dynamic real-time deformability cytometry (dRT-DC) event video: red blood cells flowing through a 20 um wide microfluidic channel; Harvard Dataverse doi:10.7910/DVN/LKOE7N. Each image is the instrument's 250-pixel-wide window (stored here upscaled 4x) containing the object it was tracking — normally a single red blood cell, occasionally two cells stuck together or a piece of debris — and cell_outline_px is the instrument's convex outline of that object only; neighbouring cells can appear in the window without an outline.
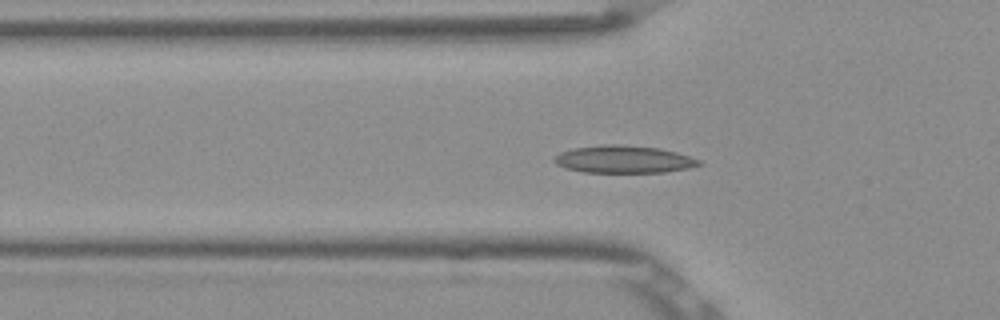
{"species": "Egyptian fruit bat (a non-hibernating species)", "species_latin": "Rousettus aegyptiacus", "temperature_condition": "room temperature", "stored_images_in_passage": 43, "camera_frame_rate_fps": 3000, "um_per_image_px": 0.085, "frame": {"image": 1, "passage_image": 7, "time_ms": 2.0, "image_size_px": [1000, 320], "cell_outline_px": [[704, 164], [688, 168], [664, 172], [584, 172], [564, 168], [556, 164], [552, 160], [560, 152], [572, 148], [604, 144], [616, 144], [660, 148], [676, 152], [700, 160]], "centroid_in_image_um": [52.99, 13.54], "position_along_channel_um": 72.8, "area_um2": 23.18}}
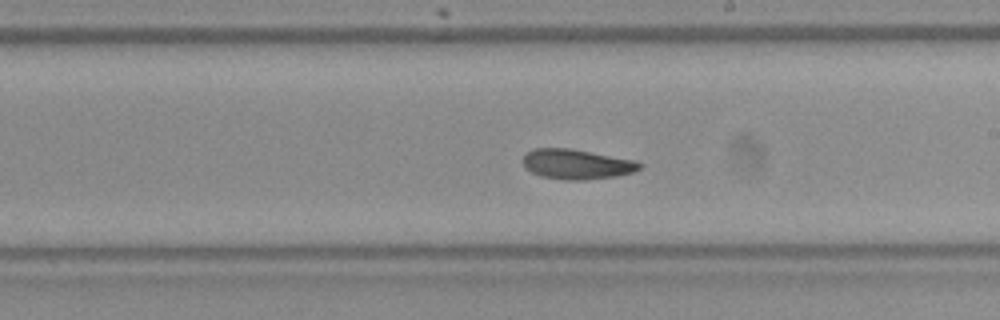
{"frame": {"image": 2, "passage_image": 20, "time_ms": 6.333, "image_size_px": [1000, 320], "cell_outline_px": [[644, 164], [640, 168], [632, 172], [616, 176], [584, 180], [564, 180], [540, 176], [524, 168], [524, 152], [532, 148], [572, 148], [636, 160]], "centroid_in_image_um": [49.01, 13.94], "position_along_channel_um": 240.0, "area_um2": 20.63}}
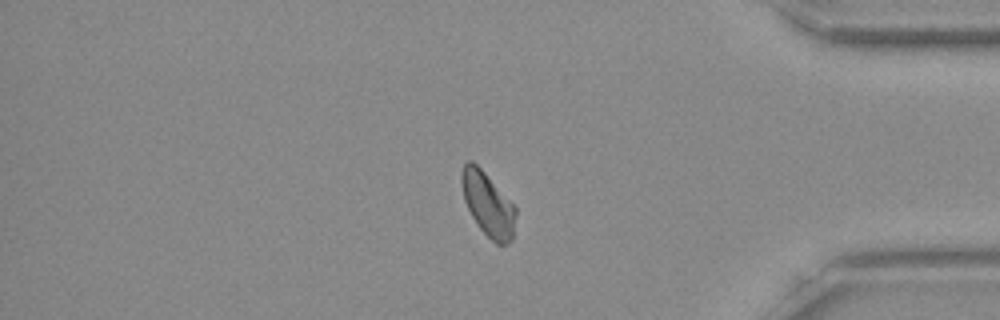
{"frame": {"image": 3, "passage_image": 34, "time_ms": 11.0, "image_size_px": [1000, 320], "cell_outline_px": [[516, 216], [512, 240], [508, 244], [496, 244], [480, 228], [472, 216], [464, 200], [460, 180], [460, 172], [464, 164], [468, 160], [472, 160], [484, 172], [516, 208]], "centroid_in_image_um": [41.45, 17.35], "position_along_channel_um": 393.7, "area_um2": 19.88}, "authors_computed_cell_mechanics": {"area_um2": 20.1722, "velocity_mm_per_s": 3.8444, "shape_relaxation_time_tau1_ms": 6.981, "shape_relaxation_time_tau2_ms": 2.6511, "deformation_change_tau1": 0.1741, "deformation_change_tau2": 0.079}}